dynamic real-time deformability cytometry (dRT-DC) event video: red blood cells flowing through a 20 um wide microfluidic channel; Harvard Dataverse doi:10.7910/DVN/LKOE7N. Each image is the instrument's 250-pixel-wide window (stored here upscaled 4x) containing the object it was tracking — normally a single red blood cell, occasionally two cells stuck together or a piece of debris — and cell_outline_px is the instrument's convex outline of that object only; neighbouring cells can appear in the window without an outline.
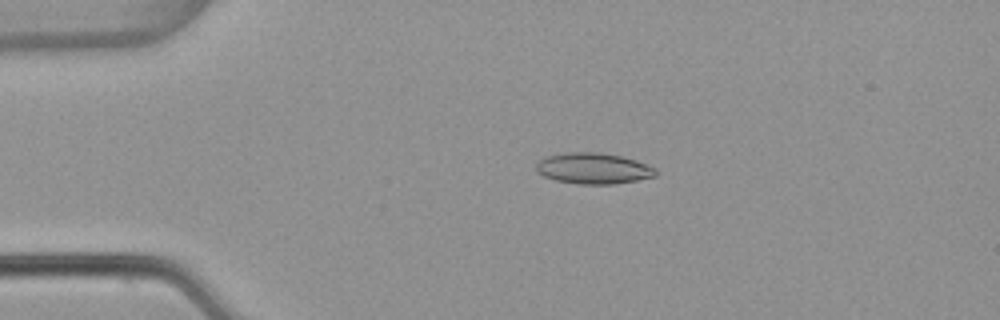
{"species": "common noctule bat (a hibernating species)", "species_latin": "Nyctalus noctula", "temperature_condition": "warm", "stored_images_in_passage": 4, "camera_frame_rate_fps": 3000, "um_per_image_px": 0.085, "animal": {"sex": "female", "body_mass_g": 22.7, "forearm_length_mm": 54.2}, "frame": {"image": 1, "passage_image": 3, "time_ms": 0.667, "image_size_px": [1000, 320], "cell_outline_px": [[656, 176], [616, 184], [576, 184], [556, 180], [544, 176], [536, 172], [536, 164], [544, 156], [564, 152], [600, 152], [620, 156], [636, 160], [656, 168]], "centroid_in_image_um": [50.41, 14.31], "position_along_channel_um": 34.6, "area_um2": 21.73}}
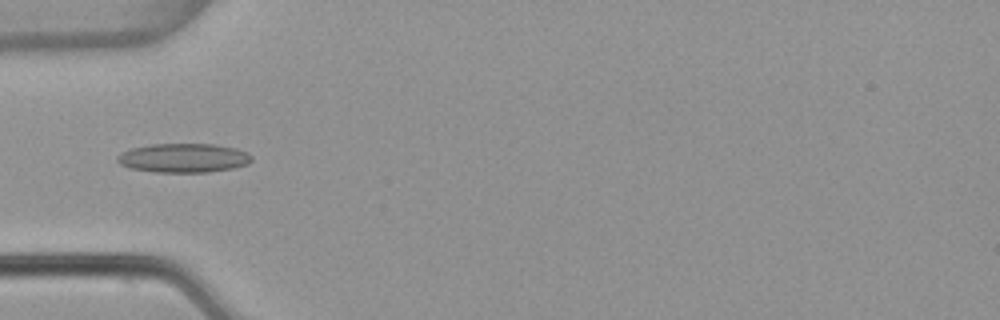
{"frame": {"image": 2, "passage_image": 4, "time_ms": 1.0, "image_size_px": [1000, 320], "cell_outline_px": [[252, 160], [248, 164], [232, 168], [208, 172], [156, 172], [128, 168], [120, 164], [116, 160], [116, 156], [120, 152], [132, 148], [152, 144], [212, 144], [236, 148], [248, 152], [252, 156]], "centroid_in_image_um": [15.58, 13.42], "position_along_channel_um": 69.4, "area_um2": 22.89}}